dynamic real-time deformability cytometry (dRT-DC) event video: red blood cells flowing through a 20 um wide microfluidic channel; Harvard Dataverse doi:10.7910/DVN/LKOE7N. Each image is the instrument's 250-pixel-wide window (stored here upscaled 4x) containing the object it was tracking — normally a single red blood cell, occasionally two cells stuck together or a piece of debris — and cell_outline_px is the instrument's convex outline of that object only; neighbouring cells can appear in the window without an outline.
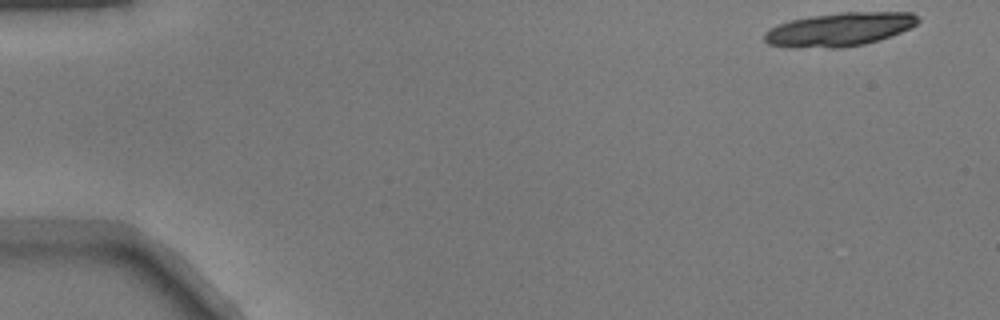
{"species": "common noctule bat (a hibernating species)", "species_latin": "Nyctalus noctula", "temperature_condition": "warm", "stored_images_in_passage": 16, "camera_frame_rate_fps": 3000, "um_per_image_px": 0.085, "animal": {"sex": "male", "body_mass_g": 17.9}, "frame": {"image": 1, "passage_image": 1, "time_ms": 0.0, "image_size_px": [1000, 320], "cell_outline_px": [[920, 20], [912, 28], [880, 40], [864, 44], [840, 48], [788, 48], [768, 44], [764, 40], [764, 32], [780, 24], [792, 20], [812, 16], [840, 12], [912, 12]], "centroid_in_image_um": [71.37, 2.51], "position_along_channel_um": 13.6, "area_um2": 30.23}}
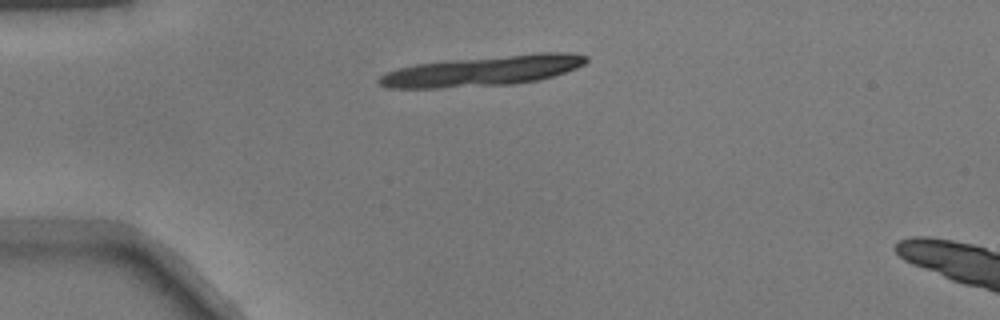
{"frame": {"image": 2, "passage_image": 11, "time_ms": 3.333, "image_size_px": [1000, 320], "cell_outline_px": [[588, 60], [584, 64], [576, 68], [540, 80], [516, 84], [440, 88], [388, 88], [380, 84], [376, 80], [380, 76], [388, 72], [400, 68], [416, 64], [448, 60], [536, 52], [564, 52], [588, 56]], "centroid_in_image_um": [41.06, 6.02], "position_along_channel_um": 43.9, "area_um2": 36.65}}